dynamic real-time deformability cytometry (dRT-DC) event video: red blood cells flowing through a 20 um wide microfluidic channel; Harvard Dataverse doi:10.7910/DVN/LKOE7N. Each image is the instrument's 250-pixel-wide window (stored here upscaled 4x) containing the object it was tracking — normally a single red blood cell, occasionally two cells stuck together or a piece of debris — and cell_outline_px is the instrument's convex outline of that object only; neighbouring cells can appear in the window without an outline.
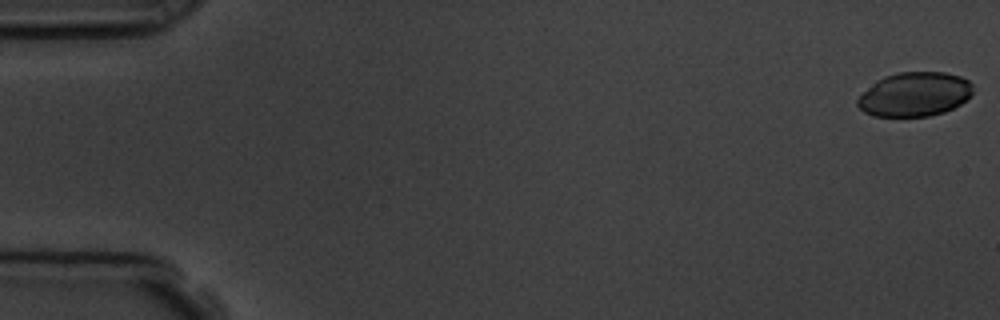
{"species": "common noctule bat (a hibernating species)", "species_latin": "Nyctalus noctula", "temperature_condition": "room temperature", "stored_images_in_passage": 16, "camera_frame_rate_fps": 3000, "um_per_image_px": 0.085, "animal": {"sex": "male", "body_mass_g": 19.5, "forearm_length_mm": 54.6}, "frame": {"image": 1, "passage_image": 1, "time_ms": 0.0, "image_size_px": [1000, 320], "cell_outline_px": [[972, 92], [960, 104], [944, 112], [928, 116], [872, 116], [864, 112], [856, 104], [856, 100], [876, 80], [884, 76], [896, 72], [944, 72], [960, 76], [968, 80], [972, 84]], "centroid_in_image_um": [77.72, 8.01], "position_along_channel_um": 7.3, "area_um2": 29.59}}